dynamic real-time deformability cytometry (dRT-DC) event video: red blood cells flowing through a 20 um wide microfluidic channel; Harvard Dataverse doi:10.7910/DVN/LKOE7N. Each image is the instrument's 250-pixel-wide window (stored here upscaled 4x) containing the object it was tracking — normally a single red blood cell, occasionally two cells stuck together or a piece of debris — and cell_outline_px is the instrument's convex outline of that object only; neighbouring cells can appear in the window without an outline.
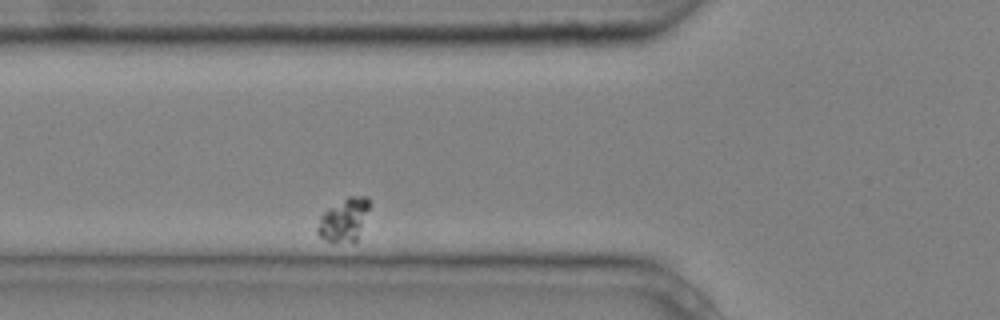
{"species": "common noctule bat (a hibernating species)", "species_latin": "Nyctalus noctula", "temperature_condition": "cold", "stored_images_in_passage": 4, "segment_of_instrument_passage": [1, 2], "camera_frame_rate_fps": 3000, "um_per_image_px": 0.085, "animal": {"sex": "male", "body_mass_g": 20.4}, "frame": {"image": 1, "passage_image": 3, "time_ms": 0.667, "image_size_px": [1000, 320], "cell_outline_px": [[372, 204], [356, 240], [332, 244], [324, 240], [316, 232], [316, 228], [320, 216], [328, 208], [348, 196], [364, 196]], "centroid_in_image_um": [29.22, 18.69], "position_along_channel_um": 96.6, "area_um2": 13.18}}